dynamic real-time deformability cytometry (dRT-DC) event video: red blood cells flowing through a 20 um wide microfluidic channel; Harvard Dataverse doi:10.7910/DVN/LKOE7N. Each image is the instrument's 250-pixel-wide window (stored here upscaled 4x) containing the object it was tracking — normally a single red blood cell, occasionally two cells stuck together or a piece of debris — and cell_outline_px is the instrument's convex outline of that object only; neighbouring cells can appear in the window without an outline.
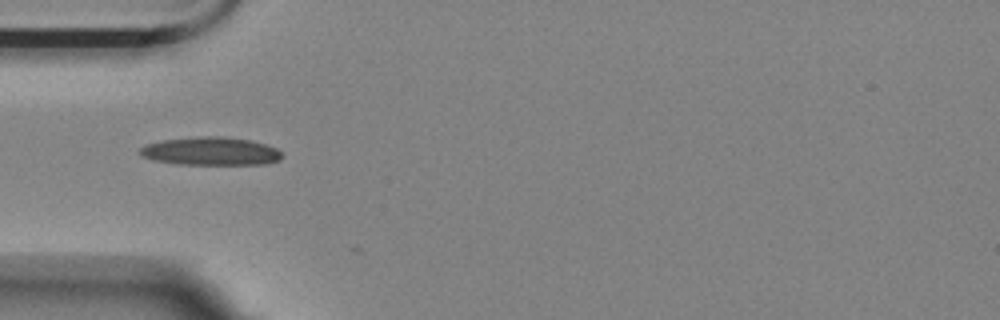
{"species": "Egyptian fruit bat (a non-hibernating species)", "species_latin": "Rousettus aegyptiacus", "temperature_condition": "room temperature", "stored_images_in_passage": 2, "camera_frame_rate_fps": 3000, "um_per_image_px": 0.085, "animal": {"sex": "female"}, "frame": {"image": 1, "passage_image": 1, "time_ms": 0.0, "image_size_px": [1000, 320], "cell_outline_px": [[284, 156], [280, 160], [264, 164], [176, 164], [152, 160], [140, 156], [136, 152], [144, 144], [160, 140], [200, 136], [228, 136], [252, 140], [276, 148]], "centroid_in_image_um": [17.85, 12.84], "position_along_channel_um": 67.1, "area_um2": 23.76}}